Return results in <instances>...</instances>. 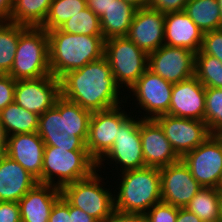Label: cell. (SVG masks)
Segmentation results:
<instances>
[{
    "mask_svg": "<svg viewBox=\"0 0 222 222\" xmlns=\"http://www.w3.org/2000/svg\"><path fill=\"white\" fill-rule=\"evenodd\" d=\"M120 90L105 56L60 78L61 96L91 112L126 103V93Z\"/></svg>",
    "mask_w": 222,
    "mask_h": 222,
    "instance_id": "obj_1",
    "label": "cell"
},
{
    "mask_svg": "<svg viewBox=\"0 0 222 222\" xmlns=\"http://www.w3.org/2000/svg\"><path fill=\"white\" fill-rule=\"evenodd\" d=\"M92 112L60 96L55 105L39 116L38 135L45 145L86 148Z\"/></svg>",
    "mask_w": 222,
    "mask_h": 222,
    "instance_id": "obj_2",
    "label": "cell"
},
{
    "mask_svg": "<svg viewBox=\"0 0 222 222\" xmlns=\"http://www.w3.org/2000/svg\"><path fill=\"white\" fill-rule=\"evenodd\" d=\"M47 36L49 67L55 78L104 56L103 36L74 35L59 29L48 31Z\"/></svg>",
    "mask_w": 222,
    "mask_h": 222,
    "instance_id": "obj_3",
    "label": "cell"
},
{
    "mask_svg": "<svg viewBox=\"0 0 222 222\" xmlns=\"http://www.w3.org/2000/svg\"><path fill=\"white\" fill-rule=\"evenodd\" d=\"M113 186L115 211L145 214L153 205L162 201L160 170L143 167L122 173ZM116 187V188H115ZM117 189V190H116Z\"/></svg>",
    "mask_w": 222,
    "mask_h": 222,
    "instance_id": "obj_4",
    "label": "cell"
},
{
    "mask_svg": "<svg viewBox=\"0 0 222 222\" xmlns=\"http://www.w3.org/2000/svg\"><path fill=\"white\" fill-rule=\"evenodd\" d=\"M97 162L87 148H60L45 145L42 184L62 188L64 185L90 177Z\"/></svg>",
    "mask_w": 222,
    "mask_h": 222,
    "instance_id": "obj_5",
    "label": "cell"
},
{
    "mask_svg": "<svg viewBox=\"0 0 222 222\" xmlns=\"http://www.w3.org/2000/svg\"><path fill=\"white\" fill-rule=\"evenodd\" d=\"M106 173L104 178L102 172L96 170L88 178L66 184L61 188V195L72 206L80 208L98 222H107L115 212V206L114 191L110 188L113 186L107 185L112 176L109 178V172Z\"/></svg>",
    "mask_w": 222,
    "mask_h": 222,
    "instance_id": "obj_6",
    "label": "cell"
},
{
    "mask_svg": "<svg viewBox=\"0 0 222 222\" xmlns=\"http://www.w3.org/2000/svg\"><path fill=\"white\" fill-rule=\"evenodd\" d=\"M8 74L15 80L51 75L48 36L43 28L19 25L17 50Z\"/></svg>",
    "mask_w": 222,
    "mask_h": 222,
    "instance_id": "obj_7",
    "label": "cell"
},
{
    "mask_svg": "<svg viewBox=\"0 0 222 222\" xmlns=\"http://www.w3.org/2000/svg\"><path fill=\"white\" fill-rule=\"evenodd\" d=\"M104 56L123 92H128L148 69V54L127 37H113L105 40Z\"/></svg>",
    "mask_w": 222,
    "mask_h": 222,
    "instance_id": "obj_8",
    "label": "cell"
},
{
    "mask_svg": "<svg viewBox=\"0 0 222 222\" xmlns=\"http://www.w3.org/2000/svg\"><path fill=\"white\" fill-rule=\"evenodd\" d=\"M136 117V114L135 117L134 114L133 117L131 115L119 127L117 139L114 140L113 146L97 162V170L99 172H101L102 169L106 170V164L112 167L111 170H117L114 171L117 172V174L119 172L122 173L146 167L140 138V122L143 119ZM104 163L106 164L104 165Z\"/></svg>",
    "mask_w": 222,
    "mask_h": 222,
    "instance_id": "obj_9",
    "label": "cell"
},
{
    "mask_svg": "<svg viewBox=\"0 0 222 222\" xmlns=\"http://www.w3.org/2000/svg\"><path fill=\"white\" fill-rule=\"evenodd\" d=\"M172 88L173 83L166 81L158 74L147 69L129 89L128 93L130 94L126 93V103L127 101H134L132 102L134 105L133 109L130 106L129 110L132 113L136 111L134 114H137L138 112V117H141L142 119H155L158 116L168 114ZM137 108L138 111L136 110ZM140 114L142 115L140 116Z\"/></svg>",
    "mask_w": 222,
    "mask_h": 222,
    "instance_id": "obj_10",
    "label": "cell"
},
{
    "mask_svg": "<svg viewBox=\"0 0 222 222\" xmlns=\"http://www.w3.org/2000/svg\"><path fill=\"white\" fill-rule=\"evenodd\" d=\"M192 176L202 187L221 189L222 135H210L182 158Z\"/></svg>",
    "mask_w": 222,
    "mask_h": 222,
    "instance_id": "obj_11",
    "label": "cell"
},
{
    "mask_svg": "<svg viewBox=\"0 0 222 222\" xmlns=\"http://www.w3.org/2000/svg\"><path fill=\"white\" fill-rule=\"evenodd\" d=\"M124 104L126 106L127 103L91 114L86 148L96 162L110 150L117 139L119 127L133 115L130 111L126 112L129 106L127 104L125 107Z\"/></svg>",
    "mask_w": 222,
    "mask_h": 222,
    "instance_id": "obj_12",
    "label": "cell"
},
{
    "mask_svg": "<svg viewBox=\"0 0 222 222\" xmlns=\"http://www.w3.org/2000/svg\"><path fill=\"white\" fill-rule=\"evenodd\" d=\"M163 129L176 154L182 158L202 144L210 135L205 121L176 117L169 114L154 119Z\"/></svg>",
    "mask_w": 222,
    "mask_h": 222,
    "instance_id": "obj_13",
    "label": "cell"
},
{
    "mask_svg": "<svg viewBox=\"0 0 222 222\" xmlns=\"http://www.w3.org/2000/svg\"><path fill=\"white\" fill-rule=\"evenodd\" d=\"M195 54L186 48L163 44L148 54V69L166 81L178 83L195 75Z\"/></svg>",
    "mask_w": 222,
    "mask_h": 222,
    "instance_id": "obj_14",
    "label": "cell"
},
{
    "mask_svg": "<svg viewBox=\"0 0 222 222\" xmlns=\"http://www.w3.org/2000/svg\"><path fill=\"white\" fill-rule=\"evenodd\" d=\"M60 96V79L53 75L16 80L14 102L39 116L52 108Z\"/></svg>",
    "mask_w": 222,
    "mask_h": 222,
    "instance_id": "obj_15",
    "label": "cell"
},
{
    "mask_svg": "<svg viewBox=\"0 0 222 222\" xmlns=\"http://www.w3.org/2000/svg\"><path fill=\"white\" fill-rule=\"evenodd\" d=\"M159 170L162 202L185 208L202 188L182 159Z\"/></svg>",
    "mask_w": 222,
    "mask_h": 222,
    "instance_id": "obj_16",
    "label": "cell"
},
{
    "mask_svg": "<svg viewBox=\"0 0 222 222\" xmlns=\"http://www.w3.org/2000/svg\"><path fill=\"white\" fill-rule=\"evenodd\" d=\"M165 14L150 7L137 9L126 37L150 54L164 44Z\"/></svg>",
    "mask_w": 222,
    "mask_h": 222,
    "instance_id": "obj_17",
    "label": "cell"
},
{
    "mask_svg": "<svg viewBox=\"0 0 222 222\" xmlns=\"http://www.w3.org/2000/svg\"><path fill=\"white\" fill-rule=\"evenodd\" d=\"M140 138L145 166L160 169L181 159L154 119L140 122Z\"/></svg>",
    "mask_w": 222,
    "mask_h": 222,
    "instance_id": "obj_18",
    "label": "cell"
},
{
    "mask_svg": "<svg viewBox=\"0 0 222 222\" xmlns=\"http://www.w3.org/2000/svg\"><path fill=\"white\" fill-rule=\"evenodd\" d=\"M205 87L195 77L174 83L169 115L205 121Z\"/></svg>",
    "mask_w": 222,
    "mask_h": 222,
    "instance_id": "obj_19",
    "label": "cell"
},
{
    "mask_svg": "<svg viewBox=\"0 0 222 222\" xmlns=\"http://www.w3.org/2000/svg\"><path fill=\"white\" fill-rule=\"evenodd\" d=\"M44 149L45 144L37 132L14 134L7 137L5 154L42 183Z\"/></svg>",
    "mask_w": 222,
    "mask_h": 222,
    "instance_id": "obj_20",
    "label": "cell"
},
{
    "mask_svg": "<svg viewBox=\"0 0 222 222\" xmlns=\"http://www.w3.org/2000/svg\"><path fill=\"white\" fill-rule=\"evenodd\" d=\"M37 183L18 162L6 154L0 156V201L19 202Z\"/></svg>",
    "mask_w": 222,
    "mask_h": 222,
    "instance_id": "obj_21",
    "label": "cell"
},
{
    "mask_svg": "<svg viewBox=\"0 0 222 222\" xmlns=\"http://www.w3.org/2000/svg\"><path fill=\"white\" fill-rule=\"evenodd\" d=\"M164 30L165 45L200 50L203 33L184 11L166 13Z\"/></svg>",
    "mask_w": 222,
    "mask_h": 222,
    "instance_id": "obj_22",
    "label": "cell"
},
{
    "mask_svg": "<svg viewBox=\"0 0 222 222\" xmlns=\"http://www.w3.org/2000/svg\"><path fill=\"white\" fill-rule=\"evenodd\" d=\"M60 197V188L37 183L18 202L21 222H48L52 206Z\"/></svg>",
    "mask_w": 222,
    "mask_h": 222,
    "instance_id": "obj_23",
    "label": "cell"
},
{
    "mask_svg": "<svg viewBox=\"0 0 222 222\" xmlns=\"http://www.w3.org/2000/svg\"><path fill=\"white\" fill-rule=\"evenodd\" d=\"M137 8L121 0H113L100 17V27L105 40L113 37H126Z\"/></svg>",
    "mask_w": 222,
    "mask_h": 222,
    "instance_id": "obj_24",
    "label": "cell"
},
{
    "mask_svg": "<svg viewBox=\"0 0 222 222\" xmlns=\"http://www.w3.org/2000/svg\"><path fill=\"white\" fill-rule=\"evenodd\" d=\"M0 121L8 136L38 131L39 115L17 105L9 104L0 111Z\"/></svg>",
    "mask_w": 222,
    "mask_h": 222,
    "instance_id": "obj_25",
    "label": "cell"
},
{
    "mask_svg": "<svg viewBox=\"0 0 222 222\" xmlns=\"http://www.w3.org/2000/svg\"><path fill=\"white\" fill-rule=\"evenodd\" d=\"M222 190L202 187L185 207L203 222H220Z\"/></svg>",
    "mask_w": 222,
    "mask_h": 222,
    "instance_id": "obj_26",
    "label": "cell"
},
{
    "mask_svg": "<svg viewBox=\"0 0 222 222\" xmlns=\"http://www.w3.org/2000/svg\"><path fill=\"white\" fill-rule=\"evenodd\" d=\"M184 12L198 26L202 33L222 28L217 0H189Z\"/></svg>",
    "mask_w": 222,
    "mask_h": 222,
    "instance_id": "obj_27",
    "label": "cell"
},
{
    "mask_svg": "<svg viewBox=\"0 0 222 222\" xmlns=\"http://www.w3.org/2000/svg\"><path fill=\"white\" fill-rule=\"evenodd\" d=\"M52 0H13L11 22L26 27H41Z\"/></svg>",
    "mask_w": 222,
    "mask_h": 222,
    "instance_id": "obj_28",
    "label": "cell"
},
{
    "mask_svg": "<svg viewBox=\"0 0 222 222\" xmlns=\"http://www.w3.org/2000/svg\"><path fill=\"white\" fill-rule=\"evenodd\" d=\"M19 40V24L0 21V74L12 68Z\"/></svg>",
    "mask_w": 222,
    "mask_h": 222,
    "instance_id": "obj_29",
    "label": "cell"
},
{
    "mask_svg": "<svg viewBox=\"0 0 222 222\" xmlns=\"http://www.w3.org/2000/svg\"><path fill=\"white\" fill-rule=\"evenodd\" d=\"M86 7V0H52L48 15L41 28L46 32L58 29Z\"/></svg>",
    "mask_w": 222,
    "mask_h": 222,
    "instance_id": "obj_30",
    "label": "cell"
},
{
    "mask_svg": "<svg viewBox=\"0 0 222 222\" xmlns=\"http://www.w3.org/2000/svg\"><path fill=\"white\" fill-rule=\"evenodd\" d=\"M194 76L205 88L222 89V63L200 50L195 54Z\"/></svg>",
    "mask_w": 222,
    "mask_h": 222,
    "instance_id": "obj_31",
    "label": "cell"
},
{
    "mask_svg": "<svg viewBox=\"0 0 222 222\" xmlns=\"http://www.w3.org/2000/svg\"><path fill=\"white\" fill-rule=\"evenodd\" d=\"M58 29L74 35L103 36L100 18L89 7L75 14Z\"/></svg>",
    "mask_w": 222,
    "mask_h": 222,
    "instance_id": "obj_32",
    "label": "cell"
},
{
    "mask_svg": "<svg viewBox=\"0 0 222 222\" xmlns=\"http://www.w3.org/2000/svg\"><path fill=\"white\" fill-rule=\"evenodd\" d=\"M205 123L212 135H222V89L205 88Z\"/></svg>",
    "mask_w": 222,
    "mask_h": 222,
    "instance_id": "obj_33",
    "label": "cell"
},
{
    "mask_svg": "<svg viewBox=\"0 0 222 222\" xmlns=\"http://www.w3.org/2000/svg\"><path fill=\"white\" fill-rule=\"evenodd\" d=\"M145 215L148 222H176L178 208L161 201L153 205Z\"/></svg>",
    "mask_w": 222,
    "mask_h": 222,
    "instance_id": "obj_34",
    "label": "cell"
},
{
    "mask_svg": "<svg viewBox=\"0 0 222 222\" xmlns=\"http://www.w3.org/2000/svg\"><path fill=\"white\" fill-rule=\"evenodd\" d=\"M200 51L217 58L222 63V28L203 33Z\"/></svg>",
    "mask_w": 222,
    "mask_h": 222,
    "instance_id": "obj_35",
    "label": "cell"
},
{
    "mask_svg": "<svg viewBox=\"0 0 222 222\" xmlns=\"http://www.w3.org/2000/svg\"><path fill=\"white\" fill-rule=\"evenodd\" d=\"M16 80L9 74H0V111L14 102Z\"/></svg>",
    "mask_w": 222,
    "mask_h": 222,
    "instance_id": "obj_36",
    "label": "cell"
},
{
    "mask_svg": "<svg viewBox=\"0 0 222 222\" xmlns=\"http://www.w3.org/2000/svg\"><path fill=\"white\" fill-rule=\"evenodd\" d=\"M48 222H71L70 203L62 195L52 206Z\"/></svg>",
    "mask_w": 222,
    "mask_h": 222,
    "instance_id": "obj_37",
    "label": "cell"
},
{
    "mask_svg": "<svg viewBox=\"0 0 222 222\" xmlns=\"http://www.w3.org/2000/svg\"><path fill=\"white\" fill-rule=\"evenodd\" d=\"M189 0H149L148 7L166 14L184 11Z\"/></svg>",
    "mask_w": 222,
    "mask_h": 222,
    "instance_id": "obj_38",
    "label": "cell"
},
{
    "mask_svg": "<svg viewBox=\"0 0 222 222\" xmlns=\"http://www.w3.org/2000/svg\"><path fill=\"white\" fill-rule=\"evenodd\" d=\"M0 222H21L18 202L0 201Z\"/></svg>",
    "mask_w": 222,
    "mask_h": 222,
    "instance_id": "obj_39",
    "label": "cell"
},
{
    "mask_svg": "<svg viewBox=\"0 0 222 222\" xmlns=\"http://www.w3.org/2000/svg\"><path fill=\"white\" fill-rule=\"evenodd\" d=\"M107 222H148L145 214L120 213L115 211Z\"/></svg>",
    "mask_w": 222,
    "mask_h": 222,
    "instance_id": "obj_40",
    "label": "cell"
},
{
    "mask_svg": "<svg viewBox=\"0 0 222 222\" xmlns=\"http://www.w3.org/2000/svg\"><path fill=\"white\" fill-rule=\"evenodd\" d=\"M113 0H86L89 7L99 18L106 13Z\"/></svg>",
    "mask_w": 222,
    "mask_h": 222,
    "instance_id": "obj_41",
    "label": "cell"
},
{
    "mask_svg": "<svg viewBox=\"0 0 222 222\" xmlns=\"http://www.w3.org/2000/svg\"><path fill=\"white\" fill-rule=\"evenodd\" d=\"M70 221L71 222H98L95 218L85 213L80 208L70 204Z\"/></svg>",
    "mask_w": 222,
    "mask_h": 222,
    "instance_id": "obj_42",
    "label": "cell"
},
{
    "mask_svg": "<svg viewBox=\"0 0 222 222\" xmlns=\"http://www.w3.org/2000/svg\"><path fill=\"white\" fill-rule=\"evenodd\" d=\"M13 9V0H0V21H10Z\"/></svg>",
    "mask_w": 222,
    "mask_h": 222,
    "instance_id": "obj_43",
    "label": "cell"
},
{
    "mask_svg": "<svg viewBox=\"0 0 222 222\" xmlns=\"http://www.w3.org/2000/svg\"><path fill=\"white\" fill-rule=\"evenodd\" d=\"M176 222H203L193 212L187 208H178V217Z\"/></svg>",
    "mask_w": 222,
    "mask_h": 222,
    "instance_id": "obj_44",
    "label": "cell"
},
{
    "mask_svg": "<svg viewBox=\"0 0 222 222\" xmlns=\"http://www.w3.org/2000/svg\"><path fill=\"white\" fill-rule=\"evenodd\" d=\"M6 149H7V135L0 121V156L6 153Z\"/></svg>",
    "mask_w": 222,
    "mask_h": 222,
    "instance_id": "obj_45",
    "label": "cell"
},
{
    "mask_svg": "<svg viewBox=\"0 0 222 222\" xmlns=\"http://www.w3.org/2000/svg\"><path fill=\"white\" fill-rule=\"evenodd\" d=\"M121 1L129 3L137 9L148 7L149 3V0H121Z\"/></svg>",
    "mask_w": 222,
    "mask_h": 222,
    "instance_id": "obj_46",
    "label": "cell"
},
{
    "mask_svg": "<svg viewBox=\"0 0 222 222\" xmlns=\"http://www.w3.org/2000/svg\"><path fill=\"white\" fill-rule=\"evenodd\" d=\"M218 5H219V10H220V16H221V21H222V0H217Z\"/></svg>",
    "mask_w": 222,
    "mask_h": 222,
    "instance_id": "obj_47",
    "label": "cell"
},
{
    "mask_svg": "<svg viewBox=\"0 0 222 222\" xmlns=\"http://www.w3.org/2000/svg\"><path fill=\"white\" fill-rule=\"evenodd\" d=\"M220 222H222V198H221Z\"/></svg>",
    "mask_w": 222,
    "mask_h": 222,
    "instance_id": "obj_48",
    "label": "cell"
}]
</instances>
